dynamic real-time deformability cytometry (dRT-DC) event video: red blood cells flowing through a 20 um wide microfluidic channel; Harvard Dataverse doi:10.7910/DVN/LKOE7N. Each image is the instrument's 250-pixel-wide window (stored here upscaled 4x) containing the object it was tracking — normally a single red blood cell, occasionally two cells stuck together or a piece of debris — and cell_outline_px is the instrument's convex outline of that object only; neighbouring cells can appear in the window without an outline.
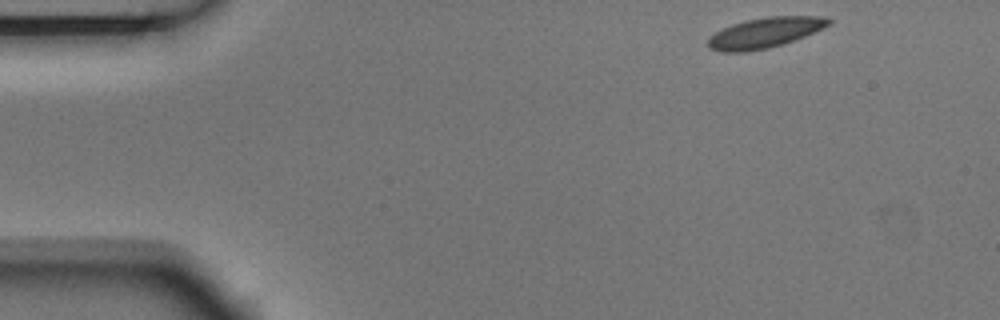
{"species": "Egyptian fruit bat (a non-hibernating species)", "species_latin": "Rousettus aegyptiacus", "temperature_condition": "room temperature", "stored_images_in_passage": 8, "camera_frame_rate_fps": 3000, "um_per_image_px": 0.085, "animal": {"sex": "male"}, "frame": {"image": 1, "passage_image": 1, "time_ms": 0.0, "image_size_px": [1000, 320], "cell_outline_px": [[832, 24], [824, 28], [784, 44], [768, 48], [748, 52], [720, 52], [708, 48], [708, 36], [732, 24], [744, 20], [768, 16], [820, 16], [832, 20]], "centroid_in_image_um": [65.0, 2.78], "position_along_channel_um": 20.0, "area_um2": 21.5}}
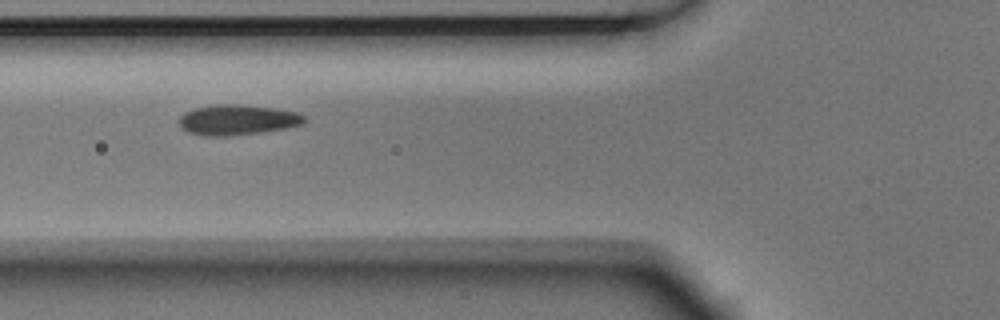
{"frame": {"image": 2, "passage_image": 5, "time_ms": 1.333, "image_size_px": [1000, 320], "cell_outline_px": [[308, 120], [304, 124], [284, 128], [260, 132], [224, 136], [204, 136], [188, 132], [180, 128], [180, 116], [184, 112], [196, 108], [216, 104], [240, 104], [276, 108], [296, 112], [304, 116]], "centroid_in_image_um": [20.18, 10.18], "position_along_channel_um": 105.6, "area_um2": 22.14}}
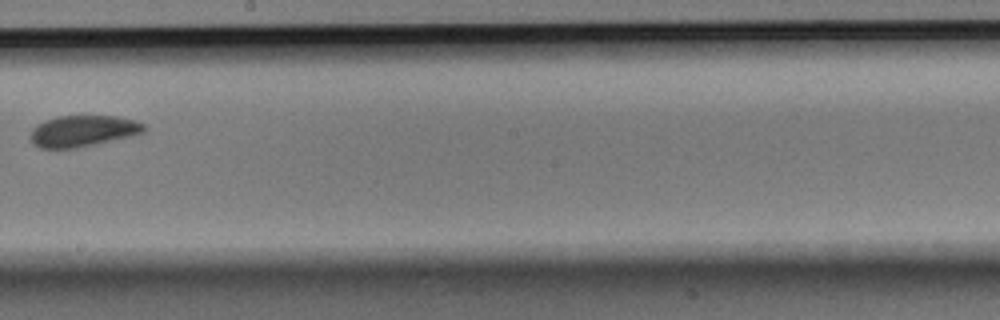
{"frame": {"image": 3, "passage_image": 8, "time_ms": 2.333, "image_size_px": [1000, 320], "cell_outline_px": [[144, 132], [132, 136], [76, 148], [40, 148], [32, 140], [32, 128], [36, 124], [56, 116], [116, 116], [132, 120], [144, 124]], "centroid_in_image_um": [7.05, 11.13], "position_along_channel_um": 241.2, "area_um2": 20.4}}